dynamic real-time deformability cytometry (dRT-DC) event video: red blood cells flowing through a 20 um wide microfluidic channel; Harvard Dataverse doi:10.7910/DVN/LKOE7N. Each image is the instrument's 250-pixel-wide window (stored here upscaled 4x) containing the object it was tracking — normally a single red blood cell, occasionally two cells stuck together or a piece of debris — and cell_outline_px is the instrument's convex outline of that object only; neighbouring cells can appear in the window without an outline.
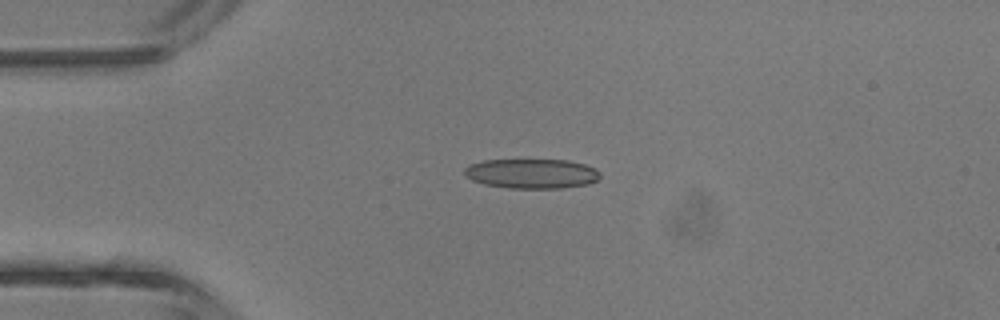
{"species": "common noctule bat (a hibernating species)", "species_latin": "Nyctalus noctula", "temperature_condition": "room temperature", "stored_images_in_passage": 4, "camera_frame_rate_fps": 3000, "um_per_image_px": 0.085, "animal": {"sex": "male", "body_mass_g": 13.3}, "frame": {"image": 1, "passage_image": 3, "time_ms": 2.333, "image_size_px": [1000, 320], "cell_outline_px": [[600, 176], [596, 180], [588, 184], [560, 188], [508, 188], [484, 184], [472, 180], [464, 172], [464, 168], [472, 164], [484, 160], [568, 160], [584, 164], [596, 168], [600, 172]], "centroid_in_image_um": [45.22, 14.75], "position_along_channel_um": 39.8, "area_um2": 23.35}}
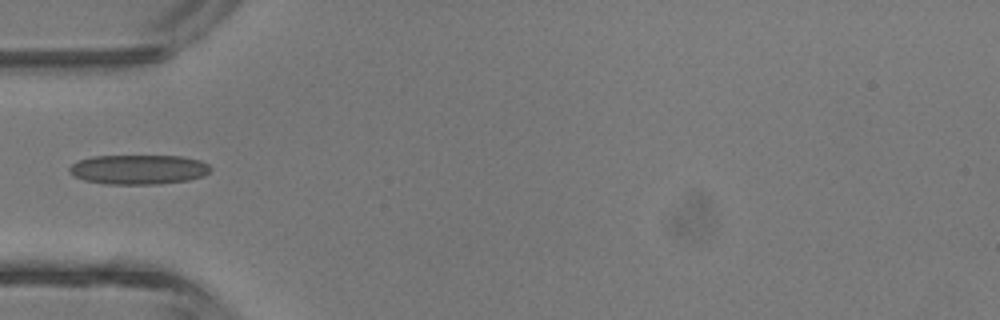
{"frame": {"image": 2, "passage_image": 4, "time_ms": 3.667, "image_size_px": [1000, 320], "cell_outline_px": [[212, 168], [204, 176], [188, 180], [160, 184], [108, 184], [84, 180], [68, 172], [68, 168], [76, 160], [92, 156], [180, 156], [200, 160], [208, 164]], "centroid_in_image_um": [11.77, 14.4], "position_along_channel_um": 73.2, "area_um2": 24.45}}